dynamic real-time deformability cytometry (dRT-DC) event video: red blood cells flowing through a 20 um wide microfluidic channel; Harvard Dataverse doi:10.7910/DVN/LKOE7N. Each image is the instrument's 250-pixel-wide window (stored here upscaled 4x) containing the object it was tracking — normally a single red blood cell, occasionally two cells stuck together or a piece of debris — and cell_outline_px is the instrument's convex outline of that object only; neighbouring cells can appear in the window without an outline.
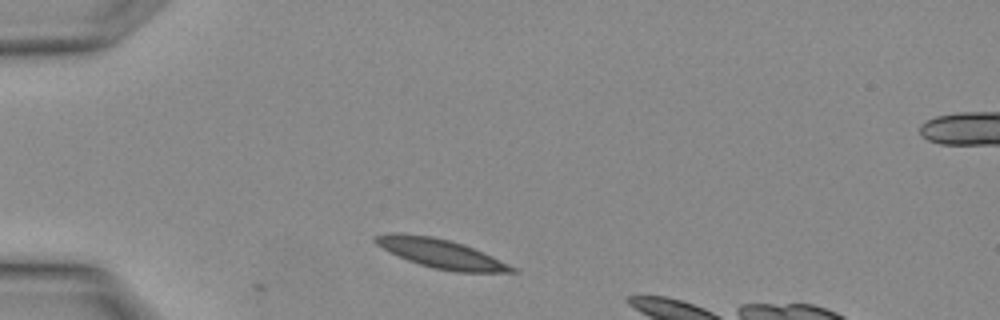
{"species": "Egyptian fruit bat (a non-hibernating species)", "species_latin": "Rousettus aegyptiacus", "temperature_condition": "warm", "stored_images_in_passage": 2, "camera_frame_rate_fps": 3000, "um_per_image_px": 0.085, "animal": {"sex": "female"}, "frame": {"image": 1, "passage_image": 1, "time_ms": 0.0, "image_size_px": [1000, 320], "cell_outline_px": [[516, 272], [456, 272], [436, 268], [420, 264], [408, 260], [376, 244], [372, 240], [372, 236], [388, 232], [400, 232], [432, 236], [448, 240], [472, 248], [516, 268]], "centroid_in_image_um": [37.38, 21.52], "position_along_channel_um": 47.6, "area_um2": 22.54}}